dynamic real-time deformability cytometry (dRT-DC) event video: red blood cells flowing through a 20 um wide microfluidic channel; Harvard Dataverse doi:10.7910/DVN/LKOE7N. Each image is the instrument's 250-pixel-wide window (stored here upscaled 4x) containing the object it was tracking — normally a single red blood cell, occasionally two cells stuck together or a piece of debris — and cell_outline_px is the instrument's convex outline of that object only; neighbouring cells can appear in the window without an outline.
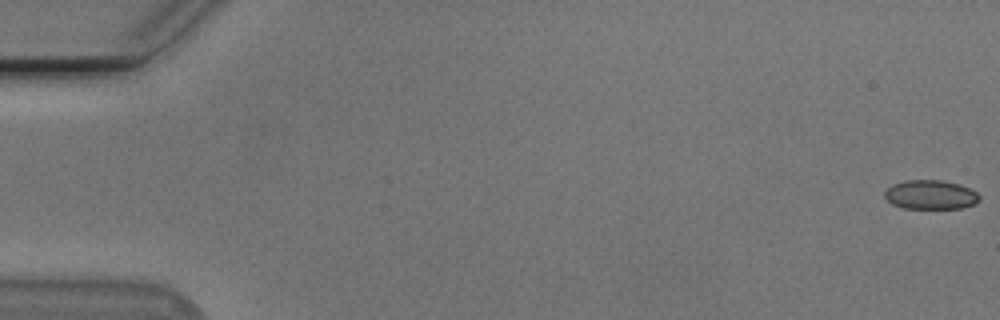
{"species": "Egyptian fruit bat (a non-hibernating species)", "species_latin": "Rousettus aegyptiacus", "temperature_condition": "cold", "stored_images_in_passage": 55, "camera_frame_rate_fps": 3000, "um_per_image_px": 0.085, "animal": {"sex": "male"}, "frame": {"image": 1, "passage_image": 1, "time_ms": 0.0, "image_size_px": [1000, 320], "cell_outline_px": [[980, 200], [976, 204], [960, 208], [904, 208], [892, 204], [884, 196], [884, 192], [892, 184], [904, 180], [944, 180], [960, 184], [976, 192], [980, 196]], "centroid_in_image_um": [79.11, 16.54], "position_along_channel_um": 5.9, "area_um2": 16.18}}
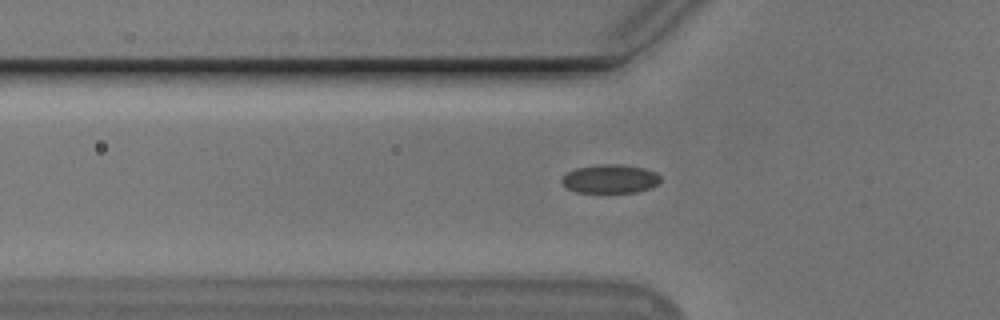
{"frame": {"image": 2, "passage_image": 19, "time_ms": 6.0, "image_size_px": [1000, 320], "cell_outline_px": [[660, 180], [652, 188], [636, 192], [576, 192], [568, 188], [560, 180], [568, 172], [576, 168], [608, 164], [616, 164], [644, 168], [656, 172], [660, 176]], "centroid_in_image_um": [51.89, 15.21], "position_along_channel_um": 73.9, "area_um2": 16.24}}
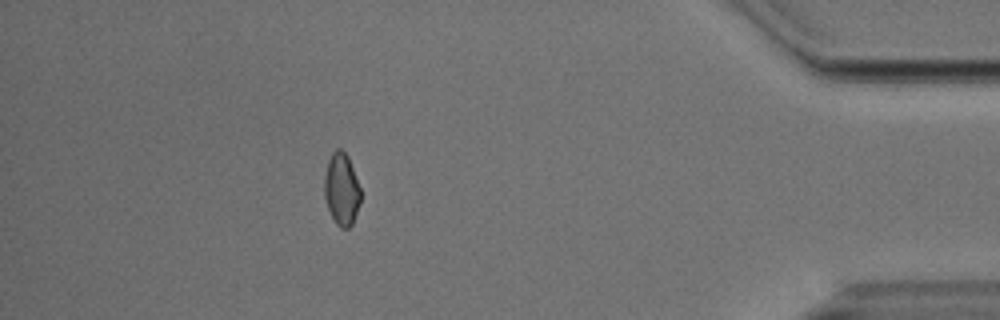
{"frame": {"image": 3, "passage_image": 49, "time_ms": 16.0, "image_size_px": [1000, 320], "cell_outline_px": [[360, 204], [352, 224], [348, 228], [340, 228], [336, 224], [328, 208], [324, 196], [324, 176], [328, 160], [332, 152], [336, 148], [340, 148], [348, 156], [360, 188]], "centroid_in_image_um": [29.02, 16.08], "position_along_channel_um": 406.2, "area_um2": 15.26}, "authors_computed_cell_mechanics": {"area_um2": 16.2418, "velocity_mm_per_s": 3.7993, "shape_relaxation_time_tau1_ms": 2.8223, "shape_relaxation_time_tau2_ms": 2.0481, "deformation_change_tau1": 0.0662, "deformation_change_tau2": 0.0604}}